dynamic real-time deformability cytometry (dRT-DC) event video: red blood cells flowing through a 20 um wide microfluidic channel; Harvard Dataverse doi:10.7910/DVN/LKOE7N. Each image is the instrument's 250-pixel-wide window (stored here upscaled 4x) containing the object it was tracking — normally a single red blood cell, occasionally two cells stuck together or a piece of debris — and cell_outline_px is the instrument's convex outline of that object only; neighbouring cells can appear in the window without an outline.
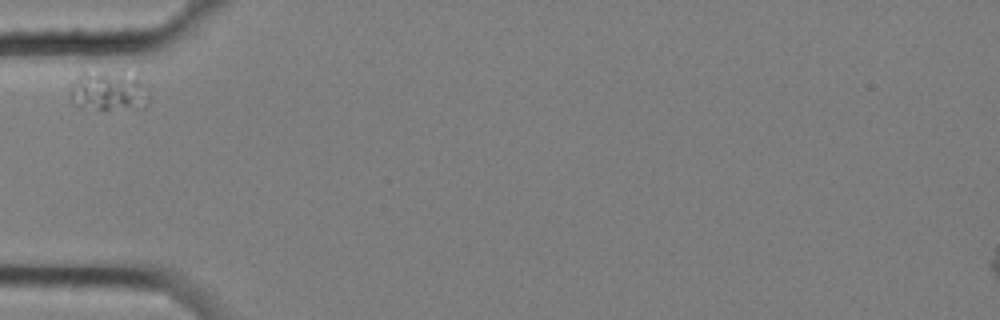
{"species": "common noctule bat (a hibernating species)", "species_latin": "Nyctalus noctula", "temperature_condition": "cold", "stored_images_in_passage": 1, "camera_frame_rate_fps": 3000, "um_per_image_px": 0.085, "animal": {"sex": "female", "body_mass_g": 25.1}, "frame": {"image": 1, "passage_image": 1, "time_ms": 0.0, "image_size_px": [1000, 320], "cell_outline_px": [[152, 100], [144, 108], [100, 108], [80, 104], [68, 92], [72, 84], [84, 72], [120, 72], [140, 80], [144, 84], [152, 96]], "centroid_in_image_um": [9.37, 7.72], "position_along_channel_um": 75.6, "area_um2": 17.57}}